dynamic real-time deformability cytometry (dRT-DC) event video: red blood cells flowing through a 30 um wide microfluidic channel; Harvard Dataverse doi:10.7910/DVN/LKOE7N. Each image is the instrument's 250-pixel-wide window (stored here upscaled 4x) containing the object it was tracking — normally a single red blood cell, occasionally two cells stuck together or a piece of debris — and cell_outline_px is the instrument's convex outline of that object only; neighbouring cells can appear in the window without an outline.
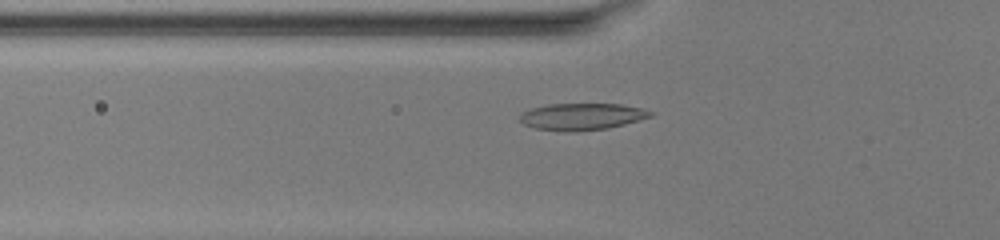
{"species": "common noctule bat (a hibernating species)", "species_latin": "Nyctalus noctula", "temperature_condition": "warm", "stored_images_in_passage": 45, "camera_frame_rate_fps": 3000, "um_per_image_px": 0.085, "animal": {"sex": "female", "body_mass_g": 20.0, "forearm_length_mm": 54.0}, "frame": {"image": 1, "passage_image": 13, "time_ms": 4.0, "image_size_px": [1000, 240], "cell_outline_px": [[656, 112], [652, 116], [624, 124], [608, 128], [576, 132], [564, 132], [536, 128], [524, 124], [520, 120], [520, 112], [532, 108], [548, 104], [620, 104], [644, 108]], "centroid_in_image_um": [49.48, 9.91], "position_along_channel_um": 76.3, "area_um2": 20.58}}
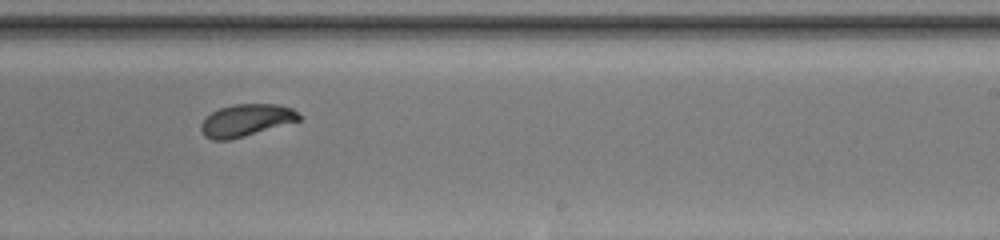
{"frame": {"image": 2, "passage_image": 27, "time_ms": 8.667, "image_size_px": [1000, 240], "cell_outline_px": [[300, 120], [244, 136], [228, 140], [212, 140], [204, 136], [200, 128], [200, 124], [212, 112], [220, 108], [232, 104], [280, 104], [292, 108], [300, 116]], "centroid_in_image_um": [20.9, 10.22], "position_along_channel_um": 268.1, "area_um2": 18.21}}
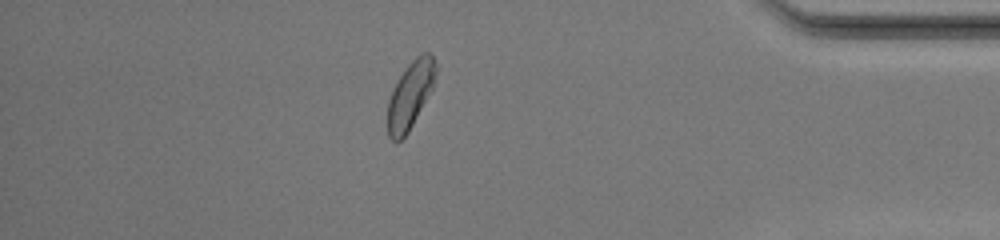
{"frame": {"image": 3, "passage_image": 39, "time_ms": 12.667, "image_size_px": [1000, 240], "cell_outline_px": [[440, 68], [432, 88], [408, 132], [396, 144], [388, 136], [388, 100], [392, 88], [408, 64], [420, 52], [428, 52], [432, 56]], "centroid_in_image_um": [34.89, 8.03], "position_along_channel_um": 400.3, "area_um2": 18.96}, "authors_computed_cell_mechanics": {"area_um2": 19.2474, "velocity_mm_per_s": 4.1057, "shape_relaxation_time_tau1_ms": 2.9318, "shape_relaxation_time_tau2_ms": null, "deformation_change_tau1": 0.1334, "deformation_change_tau2": null}}